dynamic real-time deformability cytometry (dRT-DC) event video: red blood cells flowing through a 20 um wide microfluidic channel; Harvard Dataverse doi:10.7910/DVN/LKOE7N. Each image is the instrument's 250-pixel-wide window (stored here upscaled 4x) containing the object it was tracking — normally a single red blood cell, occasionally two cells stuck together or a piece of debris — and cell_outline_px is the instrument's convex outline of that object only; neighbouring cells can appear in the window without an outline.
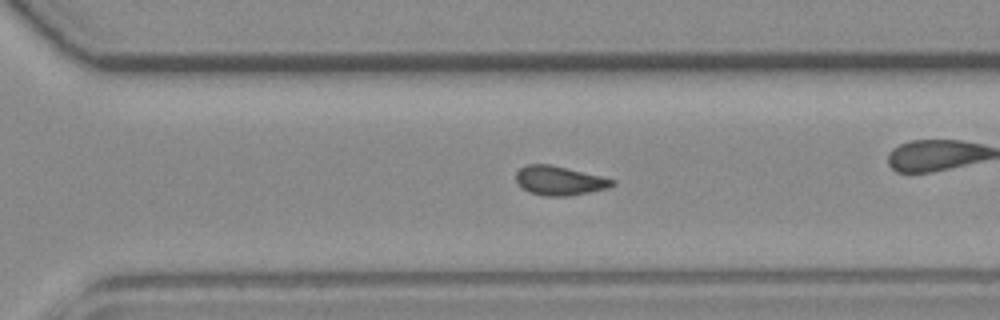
{"species": "common noctule bat (a hibernating species)", "species_latin": "Nyctalus noctula", "temperature_condition": "room temperature", "stored_images_in_passage": 40, "camera_frame_rate_fps": 3000, "um_per_image_px": 0.085, "animal": {"sex": "female", "body_mass_g": 19.3, "forearm_length_mm": 54.1}, "frame": {"image": 1, "passage_image": 23, "time_ms": 7.333, "image_size_px": [1000, 320], "cell_outline_px": [[616, 184], [608, 188], [572, 196], [544, 196], [528, 192], [516, 180], [516, 172], [520, 168], [528, 164], [548, 164], [600, 176], [616, 180]], "centroid_in_image_um": [47.57, 15.37], "position_along_channel_um": 323.0, "area_um2": 16.24}, "authors_computed_cell_mechanics": {"area_um2": 16.2418, "velocity_mm_per_s": 3.9794, "shape_relaxation_time_tau1_ms": null, "shape_relaxation_time_tau2_ms": 2.5236, "deformation_change_tau1": null, "deformation_change_tau2": 0.0804}}